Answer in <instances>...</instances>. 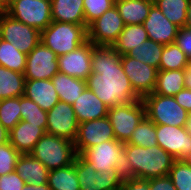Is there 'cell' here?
Listing matches in <instances>:
<instances>
[{"mask_svg": "<svg viewBox=\"0 0 191 190\" xmlns=\"http://www.w3.org/2000/svg\"><path fill=\"white\" fill-rule=\"evenodd\" d=\"M92 73L87 88L109 108L140 100L121 65V55L112 46H94L91 58Z\"/></svg>", "mask_w": 191, "mask_h": 190, "instance_id": "cell-1", "label": "cell"}, {"mask_svg": "<svg viewBox=\"0 0 191 190\" xmlns=\"http://www.w3.org/2000/svg\"><path fill=\"white\" fill-rule=\"evenodd\" d=\"M175 160L159 145L145 148L124 143L123 174L146 180L166 176Z\"/></svg>", "mask_w": 191, "mask_h": 190, "instance_id": "cell-2", "label": "cell"}, {"mask_svg": "<svg viewBox=\"0 0 191 190\" xmlns=\"http://www.w3.org/2000/svg\"><path fill=\"white\" fill-rule=\"evenodd\" d=\"M87 28L86 25L52 21L41 31L40 42L59 57L74 51L88 41Z\"/></svg>", "mask_w": 191, "mask_h": 190, "instance_id": "cell-3", "label": "cell"}, {"mask_svg": "<svg viewBox=\"0 0 191 190\" xmlns=\"http://www.w3.org/2000/svg\"><path fill=\"white\" fill-rule=\"evenodd\" d=\"M31 155L50 171L73 164L77 152L74 142L45 133L35 144Z\"/></svg>", "mask_w": 191, "mask_h": 190, "instance_id": "cell-4", "label": "cell"}, {"mask_svg": "<svg viewBox=\"0 0 191 190\" xmlns=\"http://www.w3.org/2000/svg\"><path fill=\"white\" fill-rule=\"evenodd\" d=\"M146 116L155 124L184 127L189 113L182 108L174 96H163L155 93L143 99Z\"/></svg>", "mask_w": 191, "mask_h": 190, "instance_id": "cell-5", "label": "cell"}, {"mask_svg": "<svg viewBox=\"0 0 191 190\" xmlns=\"http://www.w3.org/2000/svg\"><path fill=\"white\" fill-rule=\"evenodd\" d=\"M108 118L113 127L116 140L127 143L132 132L146 116L142 99L113 106L108 110Z\"/></svg>", "mask_w": 191, "mask_h": 190, "instance_id": "cell-6", "label": "cell"}, {"mask_svg": "<svg viewBox=\"0 0 191 190\" xmlns=\"http://www.w3.org/2000/svg\"><path fill=\"white\" fill-rule=\"evenodd\" d=\"M80 190H120L124 174L119 168L95 171L80 155L75 158Z\"/></svg>", "mask_w": 191, "mask_h": 190, "instance_id": "cell-7", "label": "cell"}, {"mask_svg": "<svg viewBox=\"0 0 191 190\" xmlns=\"http://www.w3.org/2000/svg\"><path fill=\"white\" fill-rule=\"evenodd\" d=\"M6 13L40 32L52 23L51 0H11Z\"/></svg>", "mask_w": 191, "mask_h": 190, "instance_id": "cell-8", "label": "cell"}, {"mask_svg": "<svg viewBox=\"0 0 191 190\" xmlns=\"http://www.w3.org/2000/svg\"><path fill=\"white\" fill-rule=\"evenodd\" d=\"M0 38L28 55L40 43L41 32L3 13L0 16Z\"/></svg>", "mask_w": 191, "mask_h": 190, "instance_id": "cell-9", "label": "cell"}, {"mask_svg": "<svg viewBox=\"0 0 191 190\" xmlns=\"http://www.w3.org/2000/svg\"><path fill=\"white\" fill-rule=\"evenodd\" d=\"M124 27L123 19L114 5L88 26V40L96 46H112Z\"/></svg>", "mask_w": 191, "mask_h": 190, "instance_id": "cell-10", "label": "cell"}, {"mask_svg": "<svg viewBox=\"0 0 191 190\" xmlns=\"http://www.w3.org/2000/svg\"><path fill=\"white\" fill-rule=\"evenodd\" d=\"M123 150L124 144L118 140H106L85 150L80 156L95 171L119 168L123 172Z\"/></svg>", "mask_w": 191, "mask_h": 190, "instance_id": "cell-11", "label": "cell"}, {"mask_svg": "<svg viewBox=\"0 0 191 190\" xmlns=\"http://www.w3.org/2000/svg\"><path fill=\"white\" fill-rule=\"evenodd\" d=\"M121 65L130 80L134 92L141 99L153 93L158 69L129 55L121 56Z\"/></svg>", "mask_w": 191, "mask_h": 190, "instance_id": "cell-12", "label": "cell"}, {"mask_svg": "<svg viewBox=\"0 0 191 190\" xmlns=\"http://www.w3.org/2000/svg\"><path fill=\"white\" fill-rule=\"evenodd\" d=\"M79 123L73 106L59 101L51 110L47 111L46 133L67 139L76 140Z\"/></svg>", "mask_w": 191, "mask_h": 190, "instance_id": "cell-13", "label": "cell"}, {"mask_svg": "<svg viewBox=\"0 0 191 190\" xmlns=\"http://www.w3.org/2000/svg\"><path fill=\"white\" fill-rule=\"evenodd\" d=\"M58 70V56L40 42L28 55L24 76L26 80L51 79Z\"/></svg>", "mask_w": 191, "mask_h": 190, "instance_id": "cell-14", "label": "cell"}, {"mask_svg": "<svg viewBox=\"0 0 191 190\" xmlns=\"http://www.w3.org/2000/svg\"><path fill=\"white\" fill-rule=\"evenodd\" d=\"M113 127L108 116L79 123L78 134L74 141L77 155L106 140H114Z\"/></svg>", "mask_w": 191, "mask_h": 190, "instance_id": "cell-15", "label": "cell"}, {"mask_svg": "<svg viewBox=\"0 0 191 190\" xmlns=\"http://www.w3.org/2000/svg\"><path fill=\"white\" fill-rule=\"evenodd\" d=\"M94 46L95 45L88 40L74 51L59 56V72L86 81L92 73L91 58Z\"/></svg>", "mask_w": 191, "mask_h": 190, "instance_id": "cell-16", "label": "cell"}, {"mask_svg": "<svg viewBox=\"0 0 191 190\" xmlns=\"http://www.w3.org/2000/svg\"><path fill=\"white\" fill-rule=\"evenodd\" d=\"M157 143L176 160L191 150V135L184 127L156 124Z\"/></svg>", "mask_w": 191, "mask_h": 190, "instance_id": "cell-17", "label": "cell"}, {"mask_svg": "<svg viewBox=\"0 0 191 190\" xmlns=\"http://www.w3.org/2000/svg\"><path fill=\"white\" fill-rule=\"evenodd\" d=\"M143 26L150 40L164 46L175 43L179 27L170 22L155 4L151 6Z\"/></svg>", "mask_w": 191, "mask_h": 190, "instance_id": "cell-18", "label": "cell"}, {"mask_svg": "<svg viewBox=\"0 0 191 190\" xmlns=\"http://www.w3.org/2000/svg\"><path fill=\"white\" fill-rule=\"evenodd\" d=\"M45 133L39 125H33L28 121L21 120L9 131V142L20 154H29Z\"/></svg>", "mask_w": 191, "mask_h": 190, "instance_id": "cell-19", "label": "cell"}, {"mask_svg": "<svg viewBox=\"0 0 191 190\" xmlns=\"http://www.w3.org/2000/svg\"><path fill=\"white\" fill-rule=\"evenodd\" d=\"M72 106L78 123L106 117L109 110V107L88 88L81 93Z\"/></svg>", "mask_w": 191, "mask_h": 190, "instance_id": "cell-20", "label": "cell"}, {"mask_svg": "<svg viewBox=\"0 0 191 190\" xmlns=\"http://www.w3.org/2000/svg\"><path fill=\"white\" fill-rule=\"evenodd\" d=\"M24 96L45 111L51 110L60 101L51 79L26 80Z\"/></svg>", "mask_w": 191, "mask_h": 190, "instance_id": "cell-21", "label": "cell"}, {"mask_svg": "<svg viewBox=\"0 0 191 190\" xmlns=\"http://www.w3.org/2000/svg\"><path fill=\"white\" fill-rule=\"evenodd\" d=\"M19 177L30 185L47 183L49 170L31 153L21 154L17 160L15 170Z\"/></svg>", "mask_w": 191, "mask_h": 190, "instance_id": "cell-22", "label": "cell"}, {"mask_svg": "<svg viewBox=\"0 0 191 190\" xmlns=\"http://www.w3.org/2000/svg\"><path fill=\"white\" fill-rule=\"evenodd\" d=\"M84 0H51L52 21L86 25Z\"/></svg>", "mask_w": 191, "mask_h": 190, "instance_id": "cell-23", "label": "cell"}, {"mask_svg": "<svg viewBox=\"0 0 191 190\" xmlns=\"http://www.w3.org/2000/svg\"><path fill=\"white\" fill-rule=\"evenodd\" d=\"M60 101L73 104L87 88L85 80L58 72L51 78Z\"/></svg>", "mask_w": 191, "mask_h": 190, "instance_id": "cell-24", "label": "cell"}, {"mask_svg": "<svg viewBox=\"0 0 191 190\" xmlns=\"http://www.w3.org/2000/svg\"><path fill=\"white\" fill-rule=\"evenodd\" d=\"M153 0H118L115 1L120 16L125 25L143 24L148 17Z\"/></svg>", "mask_w": 191, "mask_h": 190, "instance_id": "cell-25", "label": "cell"}, {"mask_svg": "<svg viewBox=\"0 0 191 190\" xmlns=\"http://www.w3.org/2000/svg\"><path fill=\"white\" fill-rule=\"evenodd\" d=\"M148 39L143 24L125 25L112 47L119 55H127L132 48L139 47Z\"/></svg>", "mask_w": 191, "mask_h": 190, "instance_id": "cell-26", "label": "cell"}, {"mask_svg": "<svg viewBox=\"0 0 191 190\" xmlns=\"http://www.w3.org/2000/svg\"><path fill=\"white\" fill-rule=\"evenodd\" d=\"M184 88V69L159 70L153 93L163 96H175Z\"/></svg>", "mask_w": 191, "mask_h": 190, "instance_id": "cell-27", "label": "cell"}, {"mask_svg": "<svg viewBox=\"0 0 191 190\" xmlns=\"http://www.w3.org/2000/svg\"><path fill=\"white\" fill-rule=\"evenodd\" d=\"M25 81L23 73L0 65V100L23 96Z\"/></svg>", "mask_w": 191, "mask_h": 190, "instance_id": "cell-28", "label": "cell"}, {"mask_svg": "<svg viewBox=\"0 0 191 190\" xmlns=\"http://www.w3.org/2000/svg\"><path fill=\"white\" fill-rule=\"evenodd\" d=\"M47 183L51 190H80L75 161L69 166L50 170Z\"/></svg>", "mask_w": 191, "mask_h": 190, "instance_id": "cell-29", "label": "cell"}, {"mask_svg": "<svg viewBox=\"0 0 191 190\" xmlns=\"http://www.w3.org/2000/svg\"><path fill=\"white\" fill-rule=\"evenodd\" d=\"M163 15L179 28H184L190 0H153Z\"/></svg>", "mask_w": 191, "mask_h": 190, "instance_id": "cell-30", "label": "cell"}, {"mask_svg": "<svg viewBox=\"0 0 191 190\" xmlns=\"http://www.w3.org/2000/svg\"><path fill=\"white\" fill-rule=\"evenodd\" d=\"M27 55L14 48L12 43L0 38V65L9 70L24 73Z\"/></svg>", "mask_w": 191, "mask_h": 190, "instance_id": "cell-31", "label": "cell"}, {"mask_svg": "<svg viewBox=\"0 0 191 190\" xmlns=\"http://www.w3.org/2000/svg\"><path fill=\"white\" fill-rule=\"evenodd\" d=\"M163 48L164 45L148 39L140 44L139 47L132 48L127 55L132 56L145 64L151 65L159 71Z\"/></svg>", "mask_w": 191, "mask_h": 190, "instance_id": "cell-32", "label": "cell"}, {"mask_svg": "<svg viewBox=\"0 0 191 190\" xmlns=\"http://www.w3.org/2000/svg\"><path fill=\"white\" fill-rule=\"evenodd\" d=\"M156 137V124L145 116L132 132L127 143L145 148L153 147L158 145Z\"/></svg>", "mask_w": 191, "mask_h": 190, "instance_id": "cell-33", "label": "cell"}, {"mask_svg": "<svg viewBox=\"0 0 191 190\" xmlns=\"http://www.w3.org/2000/svg\"><path fill=\"white\" fill-rule=\"evenodd\" d=\"M190 60L176 43L165 45L163 48L159 70L184 69Z\"/></svg>", "mask_w": 191, "mask_h": 190, "instance_id": "cell-34", "label": "cell"}, {"mask_svg": "<svg viewBox=\"0 0 191 190\" xmlns=\"http://www.w3.org/2000/svg\"><path fill=\"white\" fill-rule=\"evenodd\" d=\"M20 113L21 120L30 122L33 125H39L45 132L47 127V111L31 99L20 96Z\"/></svg>", "mask_w": 191, "mask_h": 190, "instance_id": "cell-35", "label": "cell"}, {"mask_svg": "<svg viewBox=\"0 0 191 190\" xmlns=\"http://www.w3.org/2000/svg\"><path fill=\"white\" fill-rule=\"evenodd\" d=\"M20 121V97L0 100V124L11 131Z\"/></svg>", "mask_w": 191, "mask_h": 190, "instance_id": "cell-36", "label": "cell"}, {"mask_svg": "<svg viewBox=\"0 0 191 190\" xmlns=\"http://www.w3.org/2000/svg\"><path fill=\"white\" fill-rule=\"evenodd\" d=\"M169 176L177 190H191V167L182 159L174 161Z\"/></svg>", "mask_w": 191, "mask_h": 190, "instance_id": "cell-37", "label": "cell"}, {"mask_svg": "<svg viewBox=\"0 0 191 190\" xmlns=\"http://www.w3.org/2000/svg\"><path fill=\"white\" fill-rule=\"evenodd\" d=\"M115 5L113 0H84V15L86 26L98 19L105 11Z\"/></svg>", "mask_w": 191, "mask_h": 190, "instance_id": "cell-38", "label": "cell"}, {"mask_svg": "<svg viewBox=\"0 0 191 190\" xmlns=\"http://www.w3.org/2000/svg\"><path fill=\"white\" fill-rule=\"evenodd\" d=\"M20 155L9 141L0 145V176L14 172Z\"/></svg>", "mask_w": 191, "mask_h": 190, "instance_id": "cell-39", "label": "cell"}, {"mask_svg": "<svg viewBox=\"0 0 191 190\" xmlns=\"http://www.w3.org/2000/svg\"><path fill=\"white\" fill-rule=\"evenodd\" d=\"M25 184L15 171L0 176V190H21Z\"/></svg>", "mask_w": 191, "mask_h": 190, "instance_id": "cell-40", "label": "cell"}, {"mask_svg": "<svg viewBox=\"0 0 191 190\" xmlns=\"http://www.w3.org/2000/svg\"><path fill=\"white\" fill-rule=\"evenodd\" d=\"M175 43L191 61V29L179 28Z\"/></svg>", "mask_w": 191, "mask_h": 190, "instance_id": "cell-41", "label": "cell"}, {"mask_svg": "<svg viewBox=\"0 0 191 190\" xmlns=\"http://www.w3.org/2000/svg\"><path fill=\"white\" fill-rule=\"evenodd\" d=\"M120 190H151L149 179L124 177Z\"/></svg>", "mask_w": 191, "mask_h": 190, "instance_id": "cell-42", "label": "cell"}, {"mask_svg": "<svg viewBox=\"0 0 191 190\" xmlns=\"http://www.w3.org/2000/svg\"><path fill=\"white\" fill-rule=\"evenodd\" d=\"M151 190H177L169 175L149 179Z\"/></svg>", "mask_w": 191, "mask_h": 190, "instance_id": "cell-43", "label": "cell"}, {"mask_svg": "<svg viewBox=\"0 0 191 190\" xmlns=\"http://www.w3.org/2000/svg\"><path fill=\"white\" fill-rule=\"evenodd\" d=\"M176 102L184 108L188 113H191V90L184 88L174 96Z\"/></svg>", "mask_w": 191, "mask_h": 190, "instance_id": "cell-44", "label": "cell"}, {"mask_svg": "<svg viewBox=\"0 0 191 190\" xmlns=\"http://www.w3.org/2000/svg\"><path fill=\"white\" fill-rule=\"evenodd\" d=\"M184 85L185 88L191 90V61L184 68Z\"/></svg>", "mask_w": 191, "mask_h": 190, "instance_id": "cell-45", "label": "cell"}, {"mask_svg": "<svg viewBox=\"0 0 191 190\" xmlns=\"http://www.w3.org/2000/svg\"><path fill=\"white\" fill-rule=\"evenodd\" d=\"M21 190H51V188L48 186V183L41 185H30L26 183Z\"/></svg>", "mask_w": 191, "mask_h": 190, "instance_id": "cell-46", "label": "cell"}, {"mask_svg": "<svg viewBox=\"0 0 191 190\" xmlns=\"http://www.w3.org/2000/svg\"><path fill=\"white\" fill-rule=\"evenodd\" d=\"M9 141V131L0 124V145Z\"/></svg>", "mask_w": 191, "mask_h": 190, "instance_id": "cell-47", "label": "cell"}, {"mask_svg": "<svg viewBox=\"0 0 191 190\" xmlns=\"http://www.w3.org/2000/svg\"><path fill=\"white\" fill-rule=\"evenodd\" d=\"M184 28L191 29V0L186 11V21Z\"/></svg>", "mask_w": 191, "mask_h": 190, "instance_id": "cell-48", "label": "cell"}, {"mask_svg": "<svg viewBox=\"0 0 191 190\" xmlns=\"http://www.w3.org/2000/svg\"><path fill=\"white\" fill-rule=\"evenodd\" d=\"M11 0H0V12L6 13L8 11Z\"/></svg>", "mask_w": 191, "mask_h": 190, "instance_id": "cell-49", "label": "cell"}, {"mask_svg": "<svg viewBox=\"0 0 191 190\" xmlns=\"http://www.w3.org/2000/svg\"><path fill=\"white\" fill-rule=\"evenodd\" d=\"M184 129L191 135V113H189L186 122L184 124Z\"/></svg>", "mask_w": 191, "mask_h": 190, "instance_id": "cell-50", "label": "cell"}, {"mask_svg": "<svg viewBox=\"0 0 191 190\" xmlns=\"http://www.w3.org/2000/svg\"><path fill=\"white\" fill-rule=\"evenodd\" d=\"M182 160L191 167V150L184 155Z\"/></svg>", "mask_w": 191, "mask_h": 190, "instance_id": "cell-51", "label": "cell"}]
</instances>
